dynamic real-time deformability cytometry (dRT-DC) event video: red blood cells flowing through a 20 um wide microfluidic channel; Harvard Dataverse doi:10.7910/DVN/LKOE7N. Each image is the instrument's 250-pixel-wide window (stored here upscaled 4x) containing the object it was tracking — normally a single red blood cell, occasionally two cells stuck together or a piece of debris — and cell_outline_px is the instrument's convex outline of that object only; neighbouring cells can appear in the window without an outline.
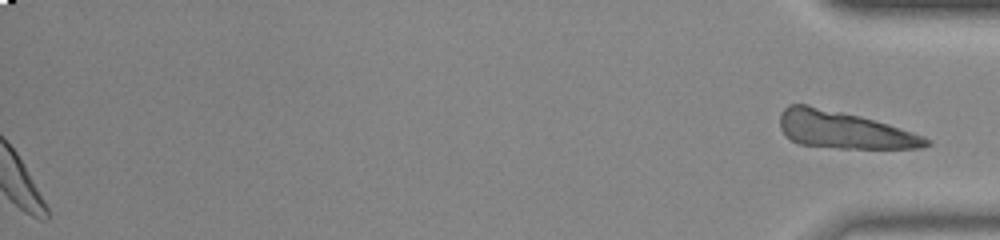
{"species": "common noctule bat (a hibernating species)", "species_latin": "Nyctalus noctula", "temperature_condition": "room temperature", "stored_images_in_passage": 55, "segment_of_instrument_passage": [2, 2], "camera_frame_rate_fps": 3000, "um_per_image_px": 0.085, "animal": {"sex": "male", "body_mass_g": 20.0, "forearm_length_mm": 53.3}, "frame": {"image": 1, "passage_image": 55, "time_ms": 18.0, "image_size_px": [1000, 240], "cell_outline_px": [[932, 144], [920, 148], [840, 148], [800, 144], [792, 140], [780, 128], [780, 116], [784, 108], [788, 104], [808, 104], [860, 116], [888, 124], [924, 136]], "centroid_in_image_um": [71.71, 11.03], "position_along_channel_um": 363.5, "area_um2": 31.39}}